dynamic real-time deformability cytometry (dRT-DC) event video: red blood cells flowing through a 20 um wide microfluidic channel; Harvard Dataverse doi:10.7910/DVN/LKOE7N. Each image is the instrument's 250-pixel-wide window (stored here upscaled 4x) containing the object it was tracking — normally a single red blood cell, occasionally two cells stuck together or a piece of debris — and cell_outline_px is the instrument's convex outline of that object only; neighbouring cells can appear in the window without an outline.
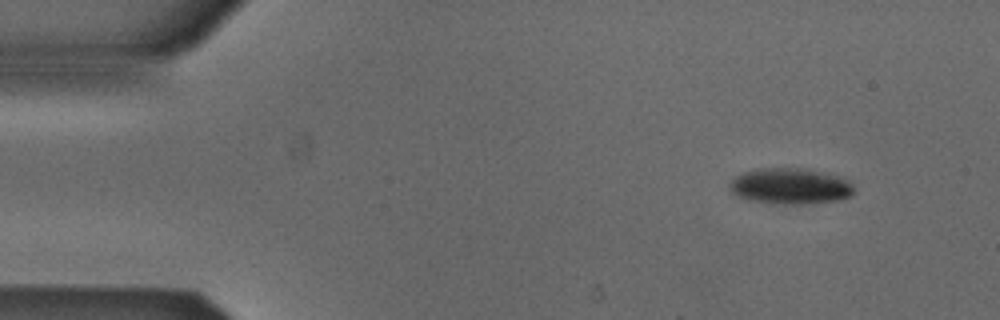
{"species": "Egyptian fruit bat (a non-hibernating species)", "species_latin": "Rousettus aegyptiacus", "temperature_condition": "cold", "stored_images_in_passage": 6, "camera_frame_rate_fps": 3000, "um_per_image_px": 0.085, "animal": {"sex": "male"}, "frame": {"image": 1, "passage_image": 1, "time_ms": 0.0, "image_size_px": [1000, 320], "cell_outline_px": [[852, 196], [836, 200], [800, 204], [772, 204], [748, 200], [736, 196], [728, 188], [728, 184], [736, 176], [744, 172], [760, 168], [804, 168], [824, 172], [840, 176], [852, 180]], "centroid_in_image_um": [67.16, 15.82], "position_along_channel_um": 17.8, "area_um2": 26.36}}
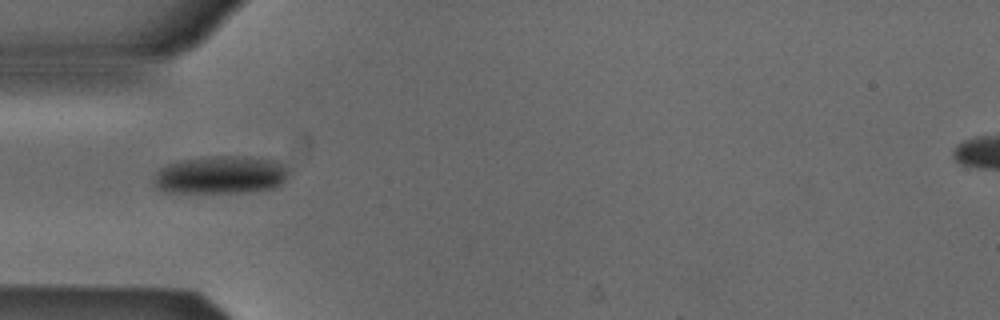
{"frame": {"image": 2, "passage_image": 4, "time_ms": 1.0, "image_size_px": [1000, 320], "cell_outline_px": [[288, 176], [276, 188], [244, 192], [164, 192], [156, 188], [152, 184], [152, 176], [160, 168], [168, 164], [180, 160], [216, 156], [248, 156], [276, 160], [288, 168]], "centroid_in_image_um": [18.73, 14.86], "position_along_channel_um": 66.3, "area_um2": 30.11}}
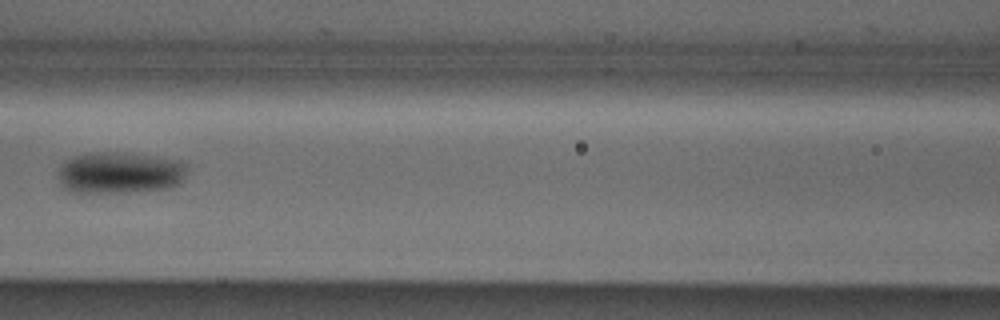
{"frame": {"image": 3, "passage_image": 6, "time_ms": 1.667, "image_size_px": [1000, 320], "cell_outline_px": [[184, 176], [180, 184], [168, 188], [124, 192], [72, 192], [64, 188], [60, 184], [60, 164], [72, 156], [92, 152], [124, 152], [160, 156], [180, 160], [184, 164]], "centroid_in_image_um": [10.17, 14.66], "position_along_channel_um": 156.4, "area_um2": 31.39}}